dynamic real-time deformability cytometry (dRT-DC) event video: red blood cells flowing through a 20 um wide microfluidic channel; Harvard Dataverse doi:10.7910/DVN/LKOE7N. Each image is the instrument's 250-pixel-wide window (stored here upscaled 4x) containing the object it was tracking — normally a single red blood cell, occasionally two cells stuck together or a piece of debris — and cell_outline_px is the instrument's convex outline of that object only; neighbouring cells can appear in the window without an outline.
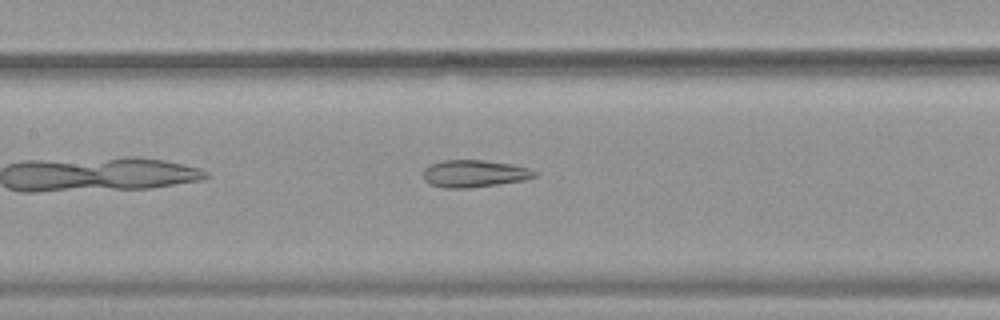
{"species": "common noctule bat (a hibernating species)", "species_latin": "Nyctalus noctula", "temperature_condition": "warm", "stored_images_in_passage": 37, "camera_frame_rate_fps": 3000, "um_per_image_px": 0.085, "animal": {"sex": "female", "body_mass_g": 19.9}, "frame": {"image": 1, "passage_image": 10, "time_ms": 3.0, "image_size_px": [1000, 320], "cell_outline_px": [[536, 176], [524, 180], [468, 188], [444, 188], [432, 184], [424, 180], [424, 168], [432, 164], [444, 160], [480, 160], [512, 164], [528, 168], [536, 172]], "centroid_in_image_um": [40.3, 14.75], "position_along_channel_um": 167.1, "area_um2": 17.4}}
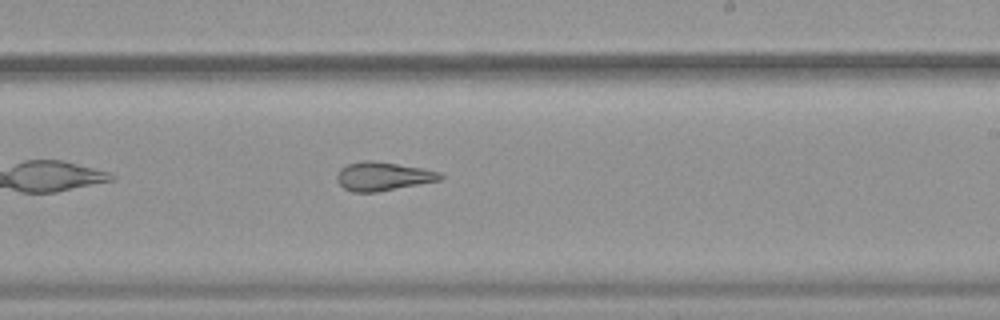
{"frame": {"image": 2, "passage_image": 17, "time_ms": 5.333, "image_size_px": [1000, 320], "cell_outline_px": [[444, 176], [440, 180], [376, 192], [352, 192], [344, 188], [336, 180], [336, 176], [340, 168], [348, 164], [364, 160], [372, 160], [424, 168], [440, 172]], "centroid_in_image_um": [32.53, 14.98], "position_along_channel_um": 256.5, "area_um2": 17.22}}
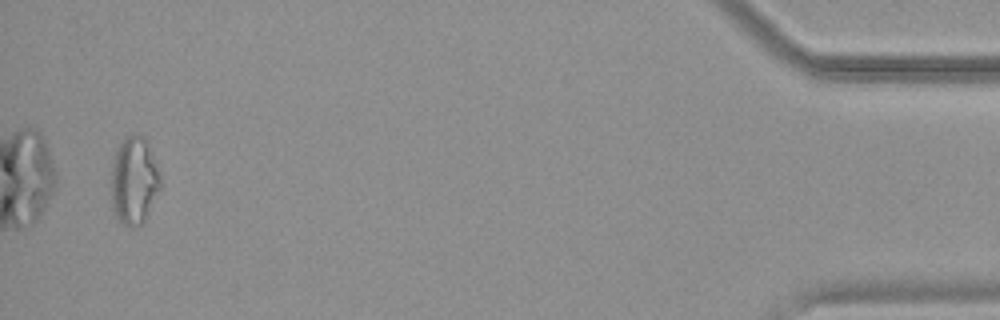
{"frame": {"image": 3, "passage_image": 36, "time_ms": 11.667, "image_size_px": [1000, 320], "cell_outline_px": [[160, 188], [144, 220], [140, 224], [128, 228], [120, 224], [112, 208], [112, 164], [116, 152], [120, 144], [128, 136], [148, 136], [160, 176]], "centroid_in_image_um": [11.41, 15.35], "position_along_channel_um": 423.8, "area_um2": 25.03}, "authors_computed_cell_mechanics": {"area_um2": 17.9758, "velocity_mm_per_s": 3.8577, "shape_relaxation_time_tau1_ms": null, "shape_relaxation_time_tau2_ms": 2.663, "deformation_change_tau1": null, "deformation_change_tau2": 0.1361}}